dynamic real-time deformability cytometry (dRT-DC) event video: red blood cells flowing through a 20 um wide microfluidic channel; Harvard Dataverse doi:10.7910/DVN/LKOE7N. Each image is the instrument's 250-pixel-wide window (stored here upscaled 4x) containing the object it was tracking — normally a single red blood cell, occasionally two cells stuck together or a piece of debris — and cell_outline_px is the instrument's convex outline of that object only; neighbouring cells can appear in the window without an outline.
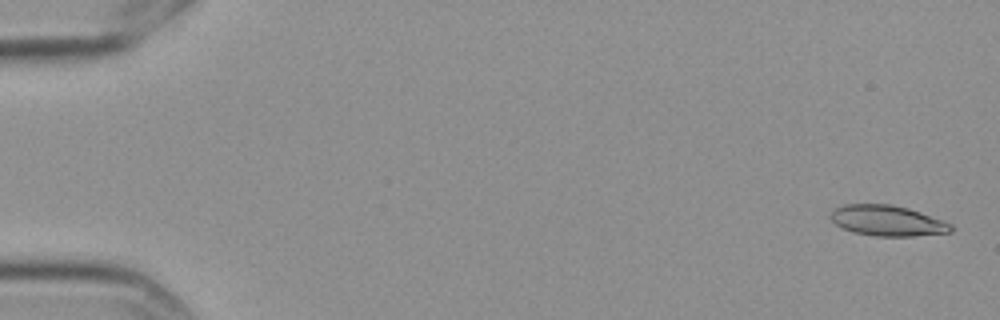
{"species": "Egyptian fruit bat (a non-hibernating species)", "species_latin": "Rousettus aegyptiacus", "temperature_condition": "cold", "stored_images_in_passage": 6, "camera_frame_rate_fps": 3000, "um_per_image_px": 0.085, "frame": {"image": 1, "passage_image": 1, "time_ms": 0.0, "image_size_px": [1000, 320], "cell_outline_px": [[952, 232], [912, 236], [876, 236], [852, 232], [836, 224], [832, 220], [832, 212], [836, 208], [844, 204], [892, 204], [908, 208], [920, 212], [952, 224]], "centroid_in_image_um": [75.44, 18.76], "position_along_channel_um": 9.6, "area_um2": 21.21}}